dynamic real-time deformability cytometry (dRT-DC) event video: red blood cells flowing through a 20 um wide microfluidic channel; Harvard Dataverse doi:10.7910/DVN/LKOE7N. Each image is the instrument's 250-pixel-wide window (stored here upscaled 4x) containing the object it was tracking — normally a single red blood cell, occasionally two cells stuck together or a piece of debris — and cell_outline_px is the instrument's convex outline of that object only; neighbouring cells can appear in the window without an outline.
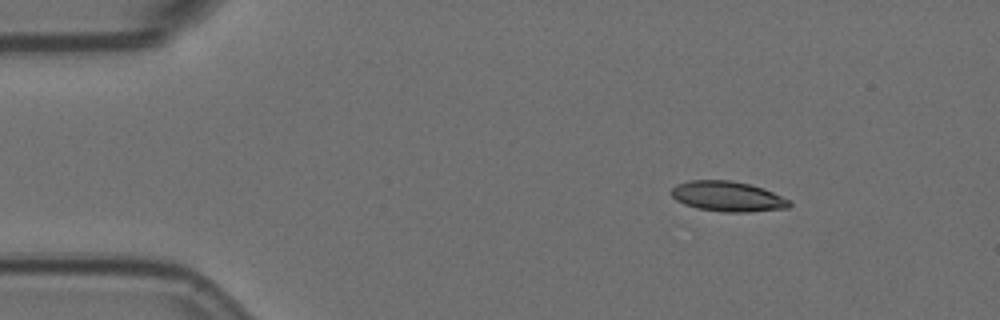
{"species": "Egyptian fruit bat (a non-hibernating species)", "species_latin": "Rousettus aegyptiacus", "temperature_condition": "room temperature", "stored_images_in_passage": 6, "camera_frame_rate_fps": 3000, "um_per_image_px": 0.085, "animal": {"sex": "female"}, "frame": {"image": 1, "passage_image": 1, "time_ms": 0.0, "image_size_px": [1000, 320], "cell_outline_px": [[792, 204], [788, 208], [748, 212], [724, 212], [696, 208], [684, 204], [676, 200], [672, 196], [672, 188], [676, 184], [688, 180], [728, 180], [748, 184], [764, 188], [792, 200]], "centroid_in_image_um": [61.88, 16.7], "position_along_channel_um": 23.1, "area_um2": 20.92}}
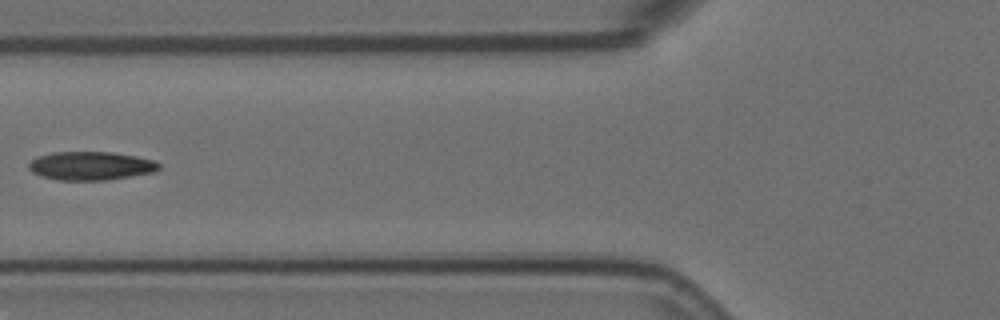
{"frame": {"image": 2, "passage_image": 5, "time_ms": 1.333, "image_size_px": [1000, 320], "cell_outline_px": [[160, 168], [156, 172], [108, 180], [60, 180], [40, 176], [32, 172], [28, 168], [28, 164], [36, 156], [52, 152], [112, 152], [136, 156], [156, 160], [160, 164]], "centroid_in_image_um": [7.74, 14.09], "position_along_channel_um": 118.1, "area_um2": 21.91}}
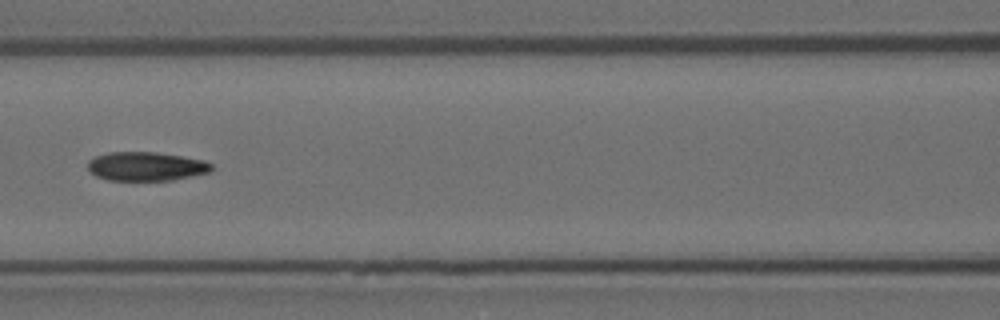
{"frame": {"image": 3, "passage_image": 6, "time_ms": 1.667, "image_size_px": [1000, 320], "cell_outline_px": [[212, 168], [208, 172], [172, 180], [108, 180], [96, 176], [88, 168], [88, 160], [96, 156], [108, 152], [156, 152], [204, 160], [212, 164]], "centroid_in_image_um": [12.39, 14.13], "position_along_channel_um": 154.2, "area_um2": 20.63}}